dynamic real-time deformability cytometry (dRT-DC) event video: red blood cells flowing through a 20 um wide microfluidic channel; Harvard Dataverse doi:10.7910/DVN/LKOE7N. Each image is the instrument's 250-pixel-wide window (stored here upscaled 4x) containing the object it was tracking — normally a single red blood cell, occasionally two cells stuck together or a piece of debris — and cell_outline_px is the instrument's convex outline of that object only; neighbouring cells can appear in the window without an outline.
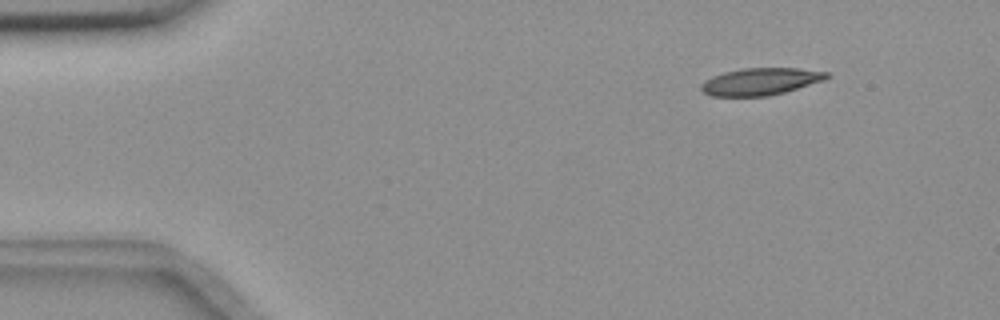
{"species": "common noctule bat (a hibernating species)", "species_latin": "Nyctalus noctula", "temperature_condition": "room temperature", "stored_images_in_passage": 9, "camera_frame_rate_fps": 3000, "um_per_image_px": 0.085, "animal": {"sex": "female", "body_mass_g": 18.4}, "frame": {"image": 1, "passage_image": 2, "time_ms": 0.333, "image_size_px": [1000, 320], "cell_outline_px": [[832, 76], [824, 80], [784, 92], [768, 96], [708, 96], [700, 88], [700, 84], [704, 80], [712, 76], [724, 72], [744, 68], [796, 68], [828, 72]], "centroid_in_image_um": [64.62, 6.93], "position_along_channel_um": 20.4, "area_um2": 19.88}}